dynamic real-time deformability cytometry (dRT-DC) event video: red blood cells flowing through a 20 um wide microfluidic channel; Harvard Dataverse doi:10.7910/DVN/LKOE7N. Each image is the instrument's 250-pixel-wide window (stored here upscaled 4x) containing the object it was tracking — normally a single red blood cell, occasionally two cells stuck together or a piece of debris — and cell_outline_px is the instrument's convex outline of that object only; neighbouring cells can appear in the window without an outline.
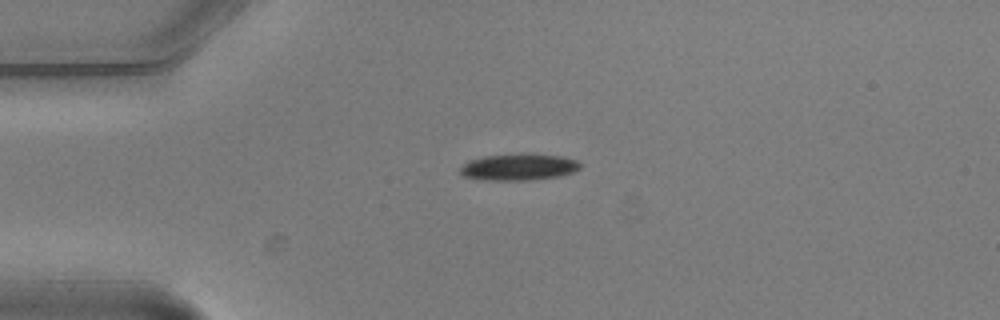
{"species": "common noctule bat (a hibernating species)", "species_latin": "Nyctalus noctula", "temperature_condition": "warm", "stored_images_in_passage": 2, "camera_frame_rate_fps": 3000, "um_per_image_px": 0.085, "animal": {"sex": "male", "body_mass_g": 20.5, "forearm_length_mm": 52.5}, "frame": {"image": 1, "passage_image": 1, "time_ms": 0.0, "image_size_px": [1000, 320], "cell_outline_px": [[580, 168], [576, 172], [560, 176], [532, 180], [484, 180], [464, 176], [460, 172], [460, 168], [468, 160], [484, 156], [560, 156], [576, 160], [580, 164]], "centroid_in_image_um": [44.09, 14.25], "position_along_channel_um": 40.9, "area_um2": 17.86}}